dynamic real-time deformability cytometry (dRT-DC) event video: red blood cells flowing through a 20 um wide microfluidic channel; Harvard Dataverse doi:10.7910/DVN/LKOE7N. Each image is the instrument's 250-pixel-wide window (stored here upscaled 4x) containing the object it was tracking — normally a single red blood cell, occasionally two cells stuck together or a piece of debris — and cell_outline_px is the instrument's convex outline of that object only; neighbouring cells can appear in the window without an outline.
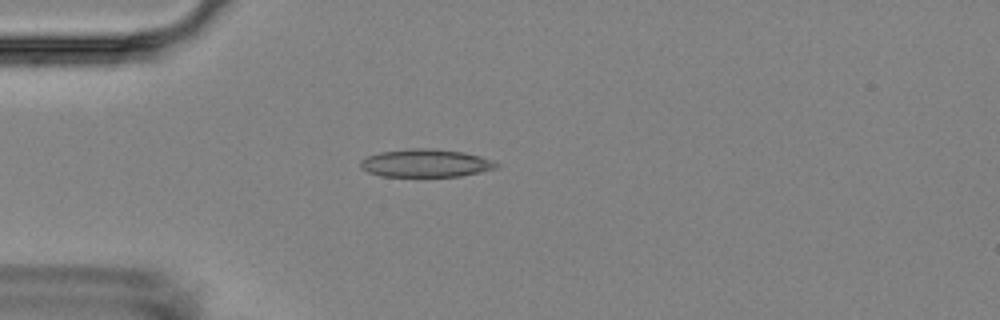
{"species": "Egyptian fruit bat (a non-hibernating species)", "species_latin": "Rousettus aegyptiacus", "temperature_condition": "room temperature", "stored_images_in_passage": 3, "camera_frame_rate_fps": 3000, "um_per_image_px": 0.085, "animal": {"sex": "female"}, "frame": {"image": 1, "passage_image": 2, "time_ms": 1.333, "image_size_px": [1000, 320], "cell_outline_px": [[500, 164], [496, 168], [480, 172], [460, 176], [380, 176], [368, 172], [360, 168], [360, 160], [368, 156], [380, 152], [412, 148], [436, 148], [464, 152], [480, 156], [492, 160]], "centroid_in_image_um": [36.18, 13.86], "position_along_channel_um": 48.8, "area_um2": 22.2}}